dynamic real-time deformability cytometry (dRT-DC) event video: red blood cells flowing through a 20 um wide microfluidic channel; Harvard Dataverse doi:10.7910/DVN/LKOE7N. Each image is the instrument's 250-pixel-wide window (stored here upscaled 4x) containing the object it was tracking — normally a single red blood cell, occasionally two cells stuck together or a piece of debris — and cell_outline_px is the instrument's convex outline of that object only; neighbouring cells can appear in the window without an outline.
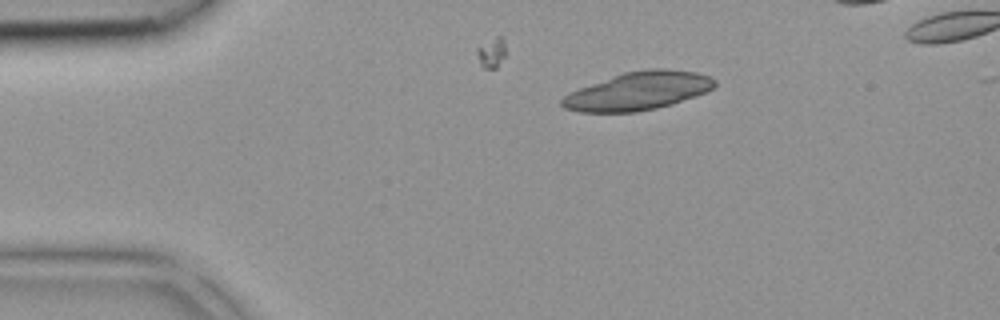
{"species": "common noctule bat (a hibernating species)", "species_latin": "Nyctalus noctula", "temperature_condition": "room temperature", "stored_images_in_passage": 3, "camera_frame_rate_fps": 3000, "um_per_image_px": 0.085, "animal": {"sex": "female", "body_mass_g": 18.4}, "frame": {"image": 1, "passage_image": 1, "time_ms": 0.0, "image_size_px": [1000, 320], "cell_outline_px": [[716, 84], [712, 88], [696, 96], [672, 104], [656, 108], [636, 112], [580, 112], [564, 108], [560, 104], [560, 100], [564, 96], [580, 88], [624, 72], [648, 68], [668, 68], [696, 72], [708, 76], [716, 80]], "centroid_in_image_um": [54.25, 7.73], "position_along_channel_um": 30.7, "area_um2": 33.76}}